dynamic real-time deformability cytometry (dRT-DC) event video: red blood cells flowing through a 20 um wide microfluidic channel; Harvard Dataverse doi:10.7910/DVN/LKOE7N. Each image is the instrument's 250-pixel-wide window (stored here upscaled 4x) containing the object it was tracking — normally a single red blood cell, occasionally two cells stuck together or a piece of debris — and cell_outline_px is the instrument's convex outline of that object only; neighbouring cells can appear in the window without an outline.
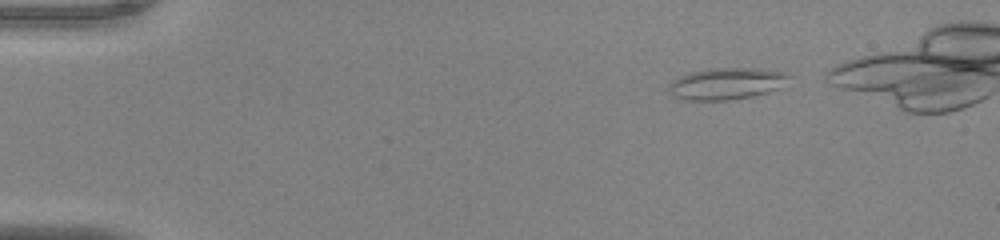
{"species": "common noctule bat (a hibernating species)", "species_latin": "Nyctalus noctula", "temperature_condition": "warm", "stored_images_in_passage": 42, "camera_frame_rate_fps": 3000, "um_per_image_px": 0.085, "animal": {"sex": "male", "body_mass_g": 20.0, "forearm_length_mm": 53.3}, "frame": {"image": 1, "passage_image": 3, "time_ms": 0.667, "image_size_px": [1000, 240], "cell_outline_px": [[792, 76], [780, 88], [768, 92], [752, 96], [732, 100], [684, 100], [672, 96], [668, 92], [668, 84], [672, 80], [680, 76], [692, 72], [708, 68], [760, 68], [788, 72]], "centroid_in_image_um": [61.76, 7.1], "position_along_channel_um": 23.2, "area_um2": 22.6}}
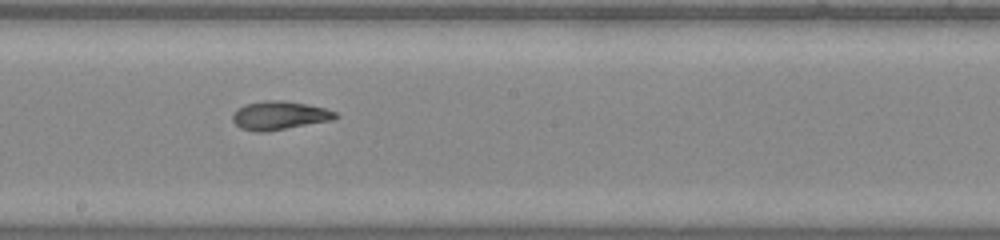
{"frame": {"image": 2, "passage_image": 25, "time_ms": 8.0, "image_size_px": [1000, 240], "cell_outline_px": [[340, 116], [332, 120], [264, 132], [256, 132], [240, 128], [232, 120], [232, 112], [244, 104], [268, 100], [284, 100], [324, 108], [336, 112]], "centroid_in_image_um": [23.72, 9.81], "position_along_channel_um": 224.5, "area_um2": 17.05}}
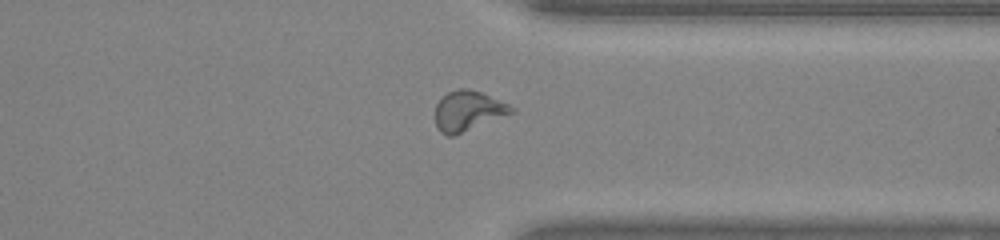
{"frame": {"image": 3, "passage_image": 36, "time_ms": 11.667, "image_size_px": [1000, 240], "cell_outline_px": [[516, 112], [452, 136], [448, 136], [440, 132], [436, 128], [436, 104], [448, 92], [460, 88], [468, 88], [480, 92], [508, 104], [516, 108]], "centroid_in_image_um": [39.79, 9.43], "position_along_channel_um": 371.6, "area_um2": 17.63}}